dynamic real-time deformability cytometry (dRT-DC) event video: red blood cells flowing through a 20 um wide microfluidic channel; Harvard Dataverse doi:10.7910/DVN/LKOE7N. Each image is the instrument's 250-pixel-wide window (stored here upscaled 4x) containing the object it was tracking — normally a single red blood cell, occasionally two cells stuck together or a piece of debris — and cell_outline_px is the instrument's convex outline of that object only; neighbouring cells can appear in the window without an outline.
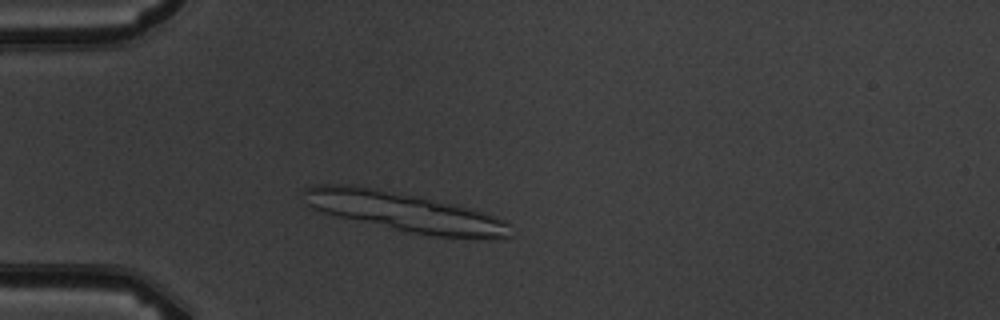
{"species": "common noctule bat (a hibernating species)", "species_latin": "Nyctalus noctula", "temperature_condition": "warm", "stored_images_in_passage": 5, "segment_of_instrument_passage": [1, 2], "camera_frame_rate_fps": 3000, "um_per_image_px": 0.085, "animal": {"sex": "male", "body_mass_g": 19.5, "forearm_length_mm": 54.6}, "frame": {"image": 1, "passage_image": 3, "time_ms": 2.333, "image_size_px": [1000, 320], "cell_outline_px": [[512, 236], [508, 240], [488, 240], [436, 236], [408, 232], [340, 216], [324, 212], [312, 208], [308, 204], [300, 192], [304, 188], [320, 184], [340, 184], [416, 196], [452, 204], [484, 212], [496, 216], [504, 220], [508, 224]], "centroid_in_image_um": [34.51, 18.06], "position_along_channel_um": 50.5, "area_um2": 46.47}}